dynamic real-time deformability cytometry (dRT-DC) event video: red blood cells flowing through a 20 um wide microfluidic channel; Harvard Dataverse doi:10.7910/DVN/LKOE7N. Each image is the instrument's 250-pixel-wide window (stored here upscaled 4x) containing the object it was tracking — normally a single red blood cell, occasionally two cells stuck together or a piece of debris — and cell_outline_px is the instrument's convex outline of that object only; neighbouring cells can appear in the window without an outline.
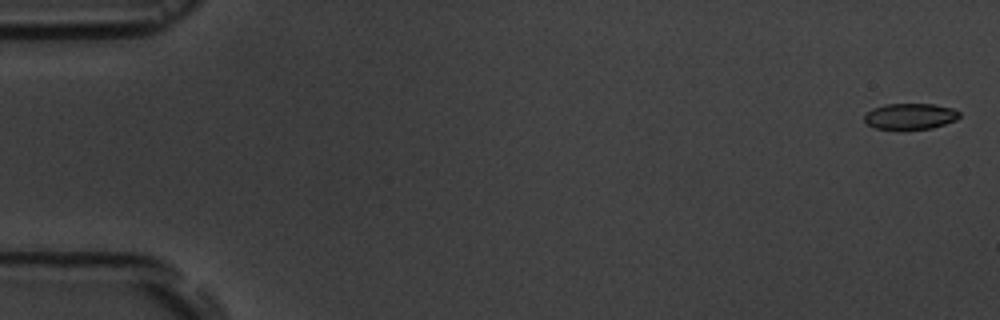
{"species": "common noctule bat (a hibernating species)", "species_latin": "Nyctalus noctula", "temperature_condition": "room temperature", "stored_images_in_passage": 5, "camera_frame_rate_fps": 3000, "um_per_image_px": 0.085, "animal": {"sex": "male", "body_mass_g": 19.5, "forearm_length_mm": 54.6}, "frame": {"image": 1, "passage_image": 1, "time_ms": 0.0, "image_size_px": [1000, 320], "cell_outline_px": [[960, 116], [956, 120], [932, 128], [900, 132], [876, 128], [868, 124], [864, 120], [864, 116], [872, 108], [884, 104], [932, 104], [952, 108], [960, 112]], "centroid_in_image_um": [77.34, 9.92], "position_along_channel_um": 7.7, "area_um2": 14.91}}
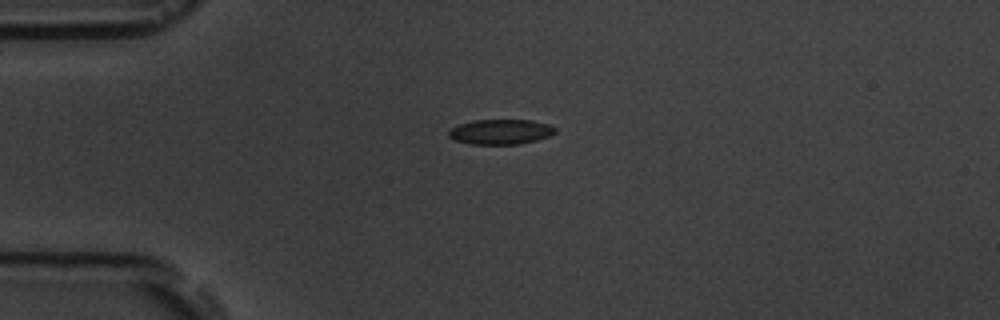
{"frame": {"image": 2, "passage_image": 5, "time_ms": 4.333, "image_size_px": [1000, 320], "cell_outline_px": [[556, 132], [548, 136], [536, 140], [520, 144], [468, 144], [456, 140], [448, 136], [448, 132], [452, 128], [460, 124], [472, 120], [532, 120], [548, 124], [556, 128]], "centroid_in_image_um": [42.55, 11.2], "position_along_channel_um": 42.4, "area_um2": 15.49}}